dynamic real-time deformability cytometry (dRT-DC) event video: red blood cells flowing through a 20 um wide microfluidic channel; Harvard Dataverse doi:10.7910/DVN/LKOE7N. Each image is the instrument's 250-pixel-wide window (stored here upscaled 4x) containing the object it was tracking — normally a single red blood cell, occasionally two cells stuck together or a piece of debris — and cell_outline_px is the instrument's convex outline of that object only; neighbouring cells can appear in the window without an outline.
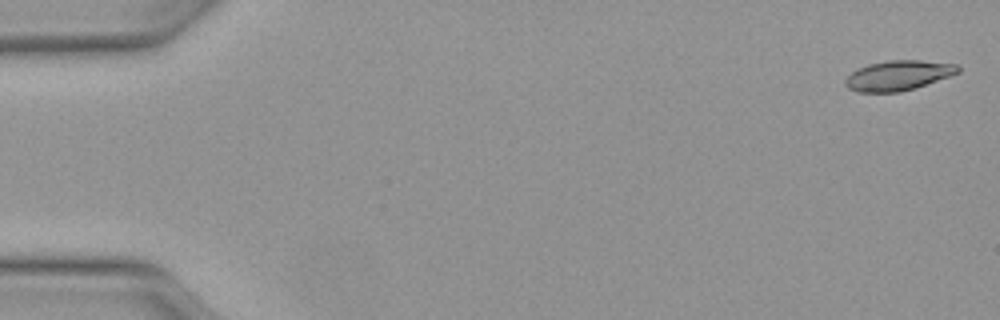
{"species": "Egyptian fruit bat (a non-hibernating species)", "species_latin": "Rousettus aegyptiacus", "temperature_condition": "warm", "stored_images_in_passage": 50, "camera_frame_rate_fps": 3000, "um_per_image_px": 0.085, "animal": {"sex": "female"}, "frame": {"image": 1, "passage_image": 2, "time_ms": 0.333, "image_size_px": [1000, 320], "cell_outline_px": [[960, 72], [900, 92], [860, 92], [848, 88], [844, 84], [844, 80], [852, 72], [868, 64], [888, 60], [920, 60], [956, 64], [960, 68]], "centroid_in_image_um": [76.32, 6.4], "position_along_channel_um": 8.7, "area_um2": 19.31}}
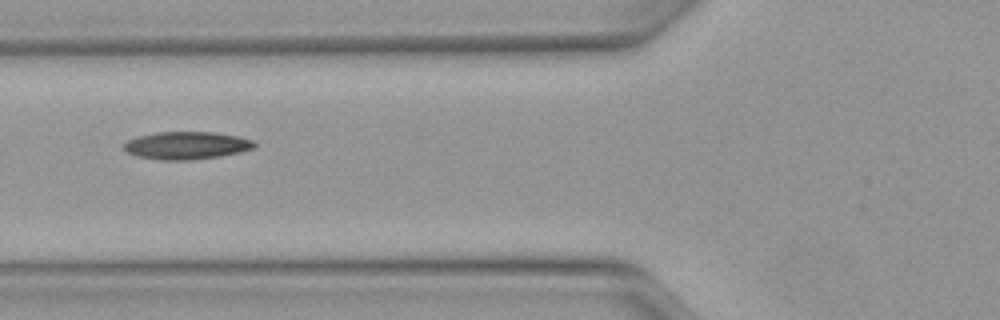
{"frame": {"image": 2, "passage_image": 20, "time_ms": 6.333, "image_size_px": [1000, 320], "cell_outline_px": [[256, 148], [240, 152], [220, 156], [192, 160], [156, 160], [136, 156], [128, 152], [124, 148], [124, 144], [128, 140], [136, 136], [156, 132], [212, 132], [236, 136], [252, 140], [256, 144]], "centroid_in_image_um": [15.84, 12.37], "position_along_channel_um": 110.0, "area_um2": 21.1}}
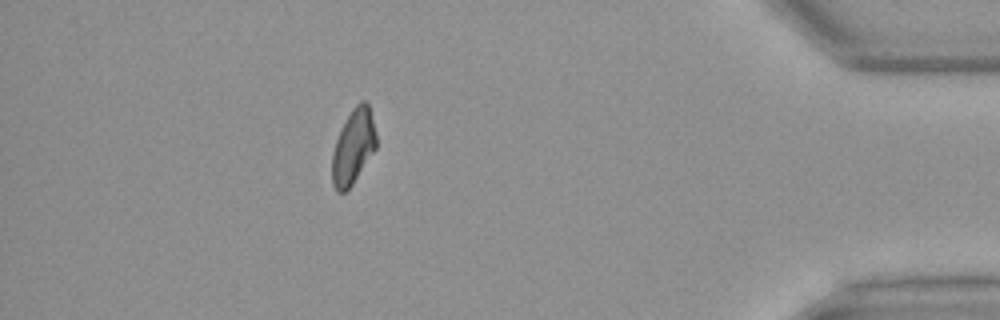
{"frame": {"image": 3, "passage_image": 45, "time_ms": 14.667, "image_size_px": [1000, 320], "cell_outline_px": [[376, 148], [352, 184], [344, 192], [336, 192], [332, 184], [332, 152], [336, 140], [352, 108], [360, 100], [364, 100], [368, 104], [376, 136]], "centroid_in_image_um": [30.01, 12.49], "position_along_channel_um": 405.2, "area_um2": 18.84}, "authors_computed_cell_mechanics": {"area_um2": 19.9988, "velocity_mm_per_s": 4.1241, "shape_relaxation_time_tau1_ms": 8.1931, "shape_relaxation_time_tau2_ms": 5.1536, "deformation_change_tau1": 0.2102, "deformation_change_tau2": 0.1235}}